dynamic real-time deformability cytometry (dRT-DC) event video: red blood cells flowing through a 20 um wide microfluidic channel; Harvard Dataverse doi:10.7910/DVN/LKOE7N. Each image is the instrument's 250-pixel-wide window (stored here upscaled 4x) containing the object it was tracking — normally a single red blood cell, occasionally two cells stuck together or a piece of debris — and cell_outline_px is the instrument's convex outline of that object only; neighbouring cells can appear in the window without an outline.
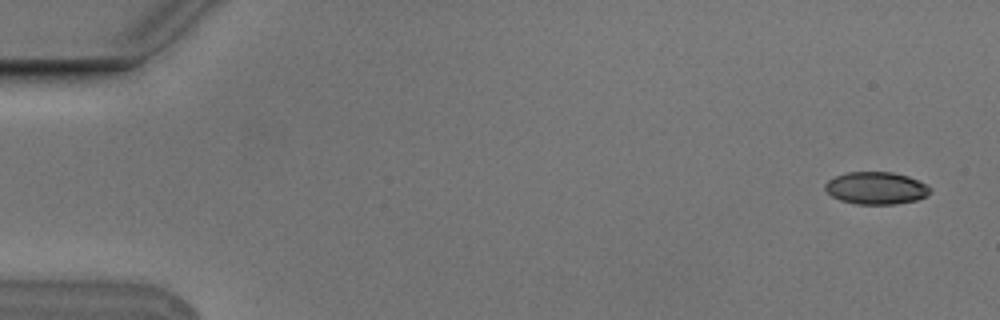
{"species": "Egyptian fruit bat (a non-hibernating species)", "species_latin": "Rousettus aegyptiacus", "temperature_condition": "cold", "stored_images_in_passage": 5, "camera_frame_rate_fps": 3000, "um_per_image_px": 0.085, "animal": {"sex": "male"}, "frame": {"image": 1, "passage_image": 1, "time_ms": 0.0, "image_size_px": [1000, 320], "cell_outline_px": [[932, 192], [916, 200], [896, 204], [856, 204], [840, 200], [832, 196], [824, 188], [824, 184], [828, 180], [836, 176], [848, 172], [892, 172], [908, 176], [932, 188]], "centroid_in_image_um": [74.46, 15.99], "position_along_channel_um": 10.5, "area_um2": 19.71}}
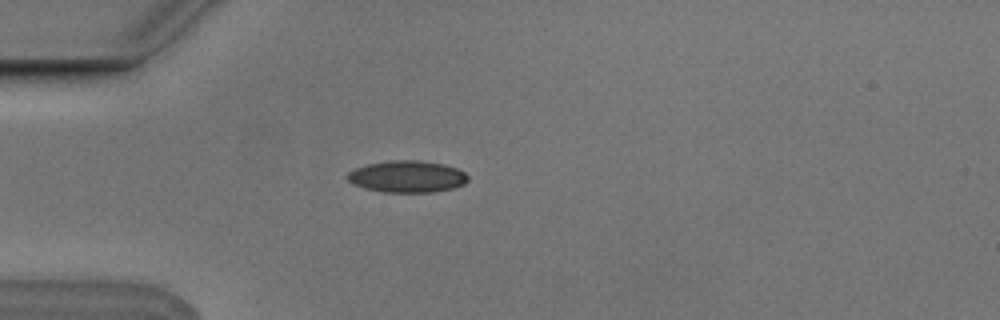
{"frame": {"image": 2, "passage_image": 4, "time_ms": 1.0, "image_size_px": [1000, 320], "cell_outline_px": [[468, 180], [464, 184], [452, 188], [432, 192], [384, 192], [364, 188], [348, 180], [344, 176], [348, 172], [356, 168], [368, 164], [388, 160], [420, 160], [444, 164], [456, 168], [464, 172], [468, 176]], "centroid_in_image_um": [34.6, 15.0], "position_along_channel_um": 50.4, "area_um2": 22.31}}